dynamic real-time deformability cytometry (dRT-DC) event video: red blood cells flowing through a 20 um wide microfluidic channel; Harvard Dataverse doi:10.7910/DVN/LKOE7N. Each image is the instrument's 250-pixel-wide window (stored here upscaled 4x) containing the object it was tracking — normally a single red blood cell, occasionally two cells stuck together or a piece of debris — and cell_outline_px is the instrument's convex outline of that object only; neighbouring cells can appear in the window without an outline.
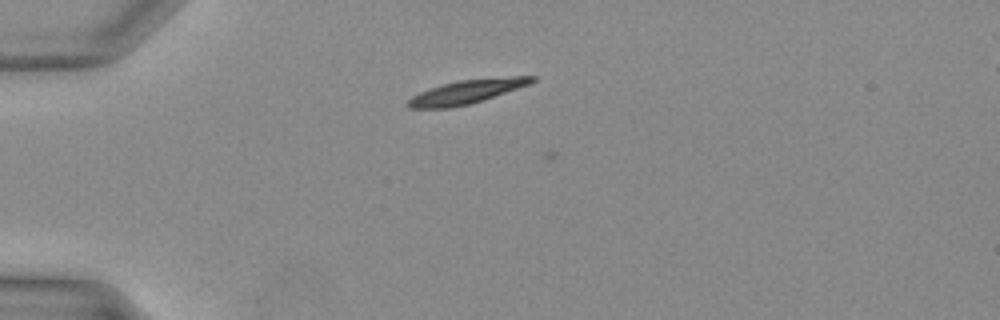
{"species": "Egyptian fruit bat (a non-hibernating species)", "species_latin": "Rousettus aegyptiacus", "temperature_condition": "warm", "stored_images_in_passage": 7, "camera_frame_rate_fps": 3000, "um_per_image_px": 0.085, "animal": {"sex": "female"}, "frame": {"image": 1, "passage_image": 6, "time_ms": 1.667, "image_size_px": [1000, 320], "cell_outline_px": [[536, 80], [528, 84], [468, 104], [448, 108], [408, 108], [404, 104], [412, 96], [428, 88], [440, 84], [456, 80], [508, 76], [536, 76]], "centroid_in_image_um": [39.57, 7.78], "position_along_channel_um": 45.4, "area_um2": 17.05}}